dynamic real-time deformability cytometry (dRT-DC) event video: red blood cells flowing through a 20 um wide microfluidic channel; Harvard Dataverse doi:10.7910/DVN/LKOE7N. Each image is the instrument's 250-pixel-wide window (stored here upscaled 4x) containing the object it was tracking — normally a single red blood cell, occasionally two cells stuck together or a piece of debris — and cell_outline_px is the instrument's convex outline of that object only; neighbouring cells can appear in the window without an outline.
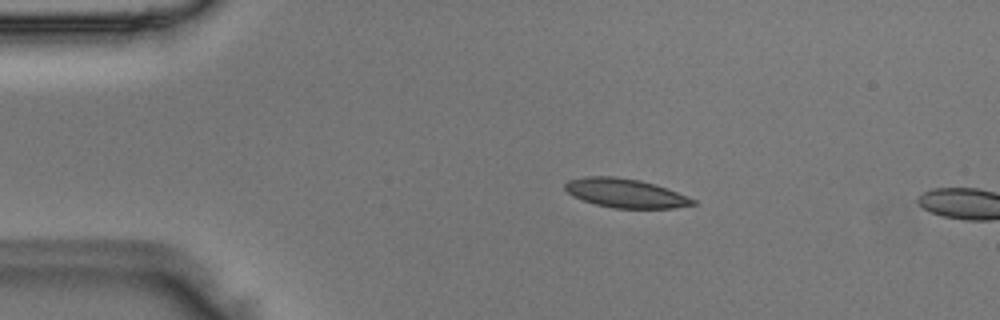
{"species": "Egyptian fruit bat (a non-hibernating species)", "species_latin": "Rousettus aegyptiacus", "temperature_condition": "room temperature", "stored_images_in_passage": 12, "camera_frame_rate_fps": 3000, "um_per_image_px": 0.085, "animal": {"sex": "male"}, "frame": {"image": 1, "passage_image": 9, "time_ms": 2.667, "image_size_px": [1000, 320], "cell_outline_px": [[696, 204], [672, 208], [616, 208], [596, 204], [572, 196], [564, 188], [564, 184], [568, 180], [588, 176], [612, 176], [640, 180], [668, 188], [696, 200]], "centroid_in_image_um": [53.16, 16.41], "position_along_channel_um": 31.8, "area_um2": 21.44}}